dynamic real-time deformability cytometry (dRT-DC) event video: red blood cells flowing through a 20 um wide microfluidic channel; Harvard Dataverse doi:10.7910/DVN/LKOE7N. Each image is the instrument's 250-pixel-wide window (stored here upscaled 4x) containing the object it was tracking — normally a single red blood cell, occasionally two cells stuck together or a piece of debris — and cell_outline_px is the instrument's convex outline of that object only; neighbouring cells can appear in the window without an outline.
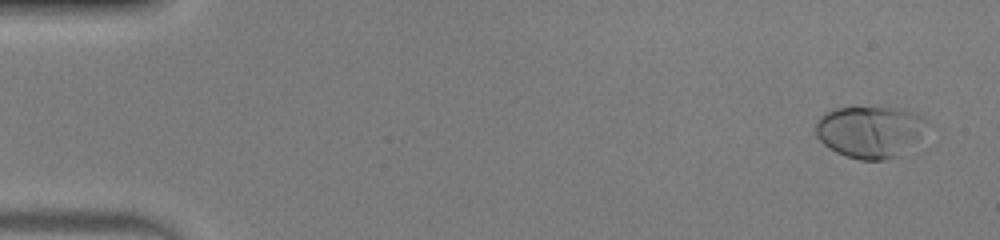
{"species": "human", "species_latin": "Homo sapiens", "temperature_condition": "warm", "stored_images_in_passage": 52, "camera_frame_rate_fps": 3000, "um_per_image_px": 0.085, "donor": {"sex": "male"}, "frame": {"image": 1, "passage_image": 3, "time_ms": 0.667, "image_size_px": [1000, 240], "cell_outline_px": [[928, 120], [916, 140], [900, 156], [884, 160], [860, 160], [836, 152], [828, 148], [816, 136], [816, 120], [824, 112], [832, 108], [896, 108], [912, 112]], "centroid_in_image_um": [73.89, 11.2], "position_along_channel_um": 11.1, "area_um2": 33.29}}
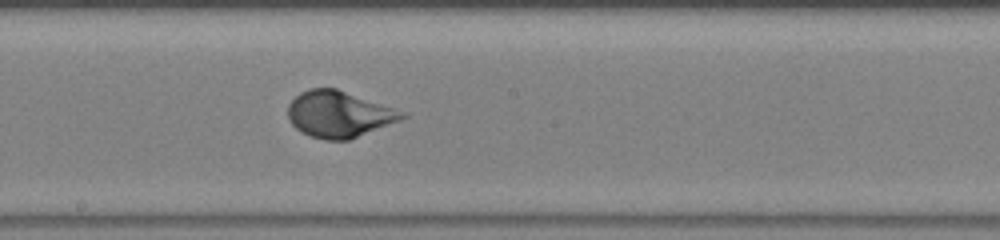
{"frame": {"image": 2, "passage_image": 29, "time_ms": 9.333, "image_size_px": [1000, 240], "cell_outline_px": [[408, 116], [400, 120], [348, 140], [324, 140], [312, 136], [296, 128], [292, 124], [288, 116], [288, 104], [300, 92], [308, 88], [336, 88], [408, 112]], "centroid_in_image_um": [28.83, 9.69], "position_along_channel_um": 219.4, "area_um2": 30.75}}
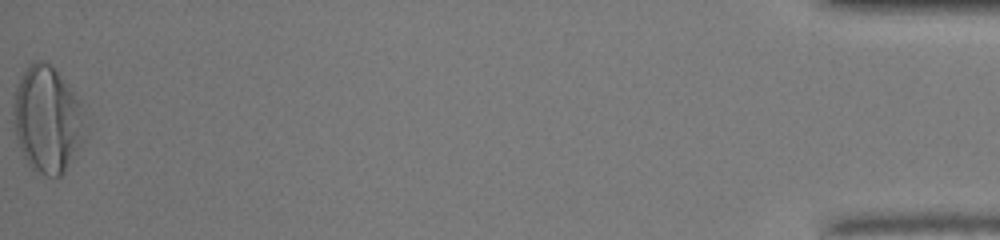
{"frame": {"image": 3, "passage_image": 52, "time_ms": 17.0, "image_size_px": [1000, 240], "cell_outline_px": [[88, 128], [84, 140], [64, 172], [60, 176], [48, 176], [32, 168], [28, 164], [20, 148], [16, 136], [12, 120], [12, 104], [16, 84], [20, 76], [28, 64], [36, 60], [44, 60], [60, 76], [80, 100]], "centroid_in_image_um": [4.02, 10.14], "position_along_channel_um": 431.2, "area_um2": 44.91}, "authors_computed_cell_mechanics": {"area_um2": 30.8652, "velocity_mm_per_s": 4.0448, "shape_relaxation_time_tau1_ms": 3.104, "shape_relaxation_time_tau2_ms": null, "deformation_change_tau1": 0.1903, "deformation_change_tau2": null}}